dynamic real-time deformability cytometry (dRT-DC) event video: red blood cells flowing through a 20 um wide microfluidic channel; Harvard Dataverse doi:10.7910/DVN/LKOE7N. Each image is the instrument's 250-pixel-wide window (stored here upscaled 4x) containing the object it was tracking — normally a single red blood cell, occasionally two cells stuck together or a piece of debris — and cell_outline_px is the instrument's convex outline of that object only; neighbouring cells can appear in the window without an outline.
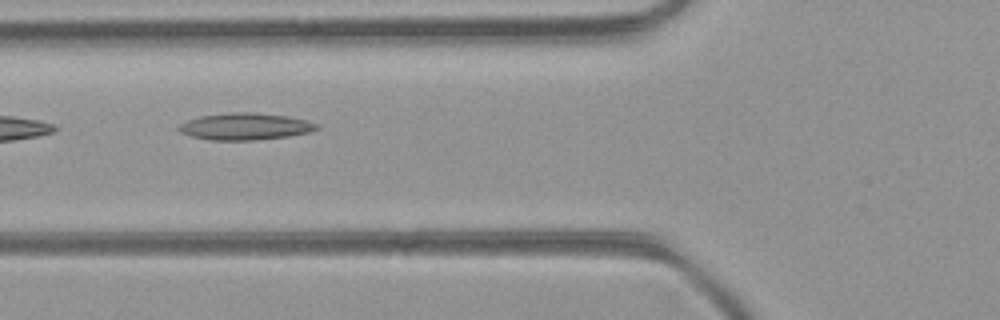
{"species": "common noctule bat (a hibernating species)", "species_latin": "Nyctalus noctula", "temperature_condition": "room temperature", "stored_images_in_passage": 3, "camera_frame_rate_fps": 3000, "um_per_image_px": 0.085, "animal": {"sex": "female", "body_mass_g": 21.9}, "frame": {"image": 1, "passage_image": 2, "time_ms": 0.333, "image_size_px": [1000, 320], "cell_outline_px": [[320, 128], [308, 132], [288, 136], [252, 140], [212, 140], [192, 136], [180, 132], [176, 128], [180, 124], [188, 120], [200, 116], [232, 112], [252, 112], [288, 116], [308, 120], [316, 124]], "centroid_in_image_um": [20.83, 10.74], "position_along_channel_um": 105.0, "area_um2": 21.44}}
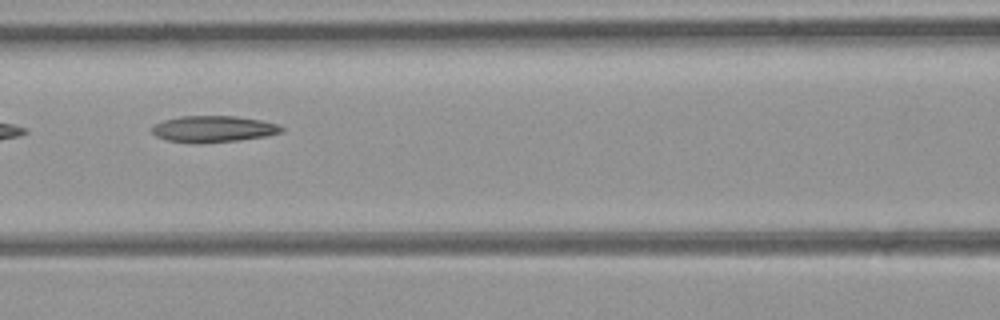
{"frame": {"image": 2, "passage_image": 3, "time_ms": 0.667, "image_size_px": [1000, 320], "cell_outline_px": [[284, 128], [280, 132], [268, 136], [240, 140], [200, 144], [168, 140], [156, 136], [152, 132], [152, 128], [156, 124], [164, 120], [180, 116], [236, 116], [260, 120], [280, 124]], "centroid_in_image_um": [18.17, 10.97], "position_along_channel_um": 148.4, "area_um2": 20.0}}